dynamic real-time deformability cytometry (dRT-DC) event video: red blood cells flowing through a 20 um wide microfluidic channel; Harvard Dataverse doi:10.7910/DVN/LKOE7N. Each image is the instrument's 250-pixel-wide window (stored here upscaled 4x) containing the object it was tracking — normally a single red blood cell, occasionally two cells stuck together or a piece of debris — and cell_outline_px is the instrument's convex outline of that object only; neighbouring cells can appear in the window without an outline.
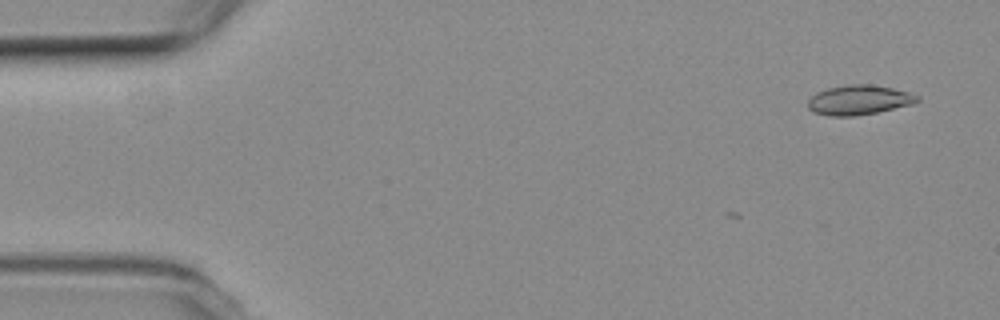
{"species": "common noctule bat (a hibernating species)", "species_latin": "Nyctalus noctula", "temperature_condition": "room temperature", "stored_images_in_passage": 5, "camera_frame_rate_fps": 3000, "um_per_image_px": 0.085, "animal": {"sex": "female", "body_mass_g": 19.3, "forearm_length_mm": 54.1}, "frame": {"image": 1, "passage_image": 2, "time_ms": 0.333, "image_size_px": [1000, 320], "cell_outline_px": [[920, 100], [912, 104], [876, 112], [856, 116], [828, 116], [812, 112], [808, 108], [808, 100], [816, 92], [828, 88], [848, 84], [872, 84], [892, 88], [908, 92], [920, 96]], "centroid_in_image_um": [72.99, 8.5], "position_along_channel_um": 12.0, "area_um2": 18.96}}